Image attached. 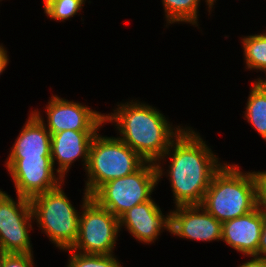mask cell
<instances>
[{
  "instance_id": "cell-2",
  "label": "cell",
  "mask_w": 266,
  "mask_h": 267,
  "mask_svg": "<svg viewBox=\"0 0 266 267\" xmlns=\"http://www.w3.org/2000/svg\"><path fill=\"white\" fill-rule=\"evenodd\" d=\"M117 103L113 112L105 113V124H114L118 138L146 162L156 163L186 128H174L159 109L146 102L132 99Z\"/></svg>"
},
{
  "instance_id": "cell-10",
  "label": "cell",
  "mask_w": 266,
  "mask_h": 267,
  "mask_svg": "<svg viewBox=\"0 0 266 267\" xmlns=\"http://www.w3.org/2000/svg\"><path fill=\"white\" fill-rule=\"evenodd\" d=\"M5 162L16 195L21 197L31 199L64 182L54 169L51 158H7Z\"/></svg>"
},
{
  "instance_id": "cell-13",
  "label": "cell",
  "mask_w": 266,
  "mask_h": 267,
  "mask_svg": "<svg viewBox=\"0 0 266 267\" xmlns=\"http://www.w3.org/2000/svg\"><path fill=\"white\" fill-rule=\"evenodd\" d=\"M98 131H73L66 130L56 134H51V159L55 169L65 181V177L72 164L82 159L85 169L89 157V148L92 139ZM57 162V163H56Z\"/></svg>"
},
{
  "instance_id": "cell-3",
  "label": "cell",
  "mask_w": 266,
  "mask_h": 267,
  "mask_svg": "<svg viewBox=\"0 0 266 267\" xmlns=\"http://www.w3.org/2000/svg\"><path fill=\"white\" fill-rule=\"evenodd\" d=\"M238 164H223L214 174L201 206L221 223L256 208L255 171H241Z\"/></svg>"
},
{
  "instance_id": "cell-8",
  "label": "cell",
  "mask_w": 266,
  "mask_h": 267,
  "mask_svg": "<svg viewBox=\"0 0 266 267\" xmlns=\"http://www.w3.org/2000/svg\"><path fill=\"white\" fill-rule=\"evenodd\" d=\"M18 200L0 189V253L31 254L29 232L34 228L30 199Z\"/></svg>"
},
{
  "instance_id": "cell-23",
  "label": "cell",
  "mask_w": 266,
  "mask_h": 267,
  "mask_svg": "<svg viewBox=\"0 0 266 267\" xmlns=\"http://www.w3.org/2000/svg\"><path fill=\"white\" fill-rule=\"evenodd\" d=\"M247 257L251 259L239 264L237 267H266V258L256 255H247Z\"/></svg>"
},
{
  "instance_id": "cell-5",
  "label": "cell",
  "mask_w": 266,
  "mask_h": 267,
  "mask_svg": "<svg viewBox=\"0 0 266 267\" xmlns=\"http://www.w3.org/2000/svg\"><path fill=\"white\" fill-rule=\"evenodd\" d=\"M62 185L64 182L38 194L30 199V203L37 227L54 246L64 251L71 249L77 240L80 211L73 206Z\"/></svg>"
},
{
  "instance_id": "cell-6",
  "label": "cell",
  "mask_w": 266,
  "mask_h": 267,
  "mask_svg": "<svg viewBox=\"0 0 266 267\" xmlns=\"http://www.w3.org/2000/svg\"><path fill=\"white\" fill-rule=\"evenodd\" d=\"M83 191L78 237L71 250L94 255L114 254L116 241L120 236L119 218Z\"/></svg>"
},
{
  "instance_id": "cell-24",
  "label": "cell",
  "mask_w": 266,
  "mask_h": 267,
  "mask_svg": "<svg viewBox=\"0 0 266 267\" xmlns=\"http://www.w3.org/2000/svg\"><path fill=\"white\" fill-rule=\"evenodd\" d=\"M255 255L266 258V216H264V224L262 227L260 242Z\"/></svg>"
},
{
  "instance_id": "cell-9",
  "label": "cell",
  "mask_w": 266,
  "mask_h": 267,
  "mask_svg": "<svg viewBox=\"0 0 266 267\" xmlns=\"http://www.w3.org/2000/svg\"><path fill=\"white\" fill-rule=\"evenodd\" d=\"M47 123L38 109L31 110L44 124L50 134L61 131H100L105 124V113L91 109L80 102L69 101L53 95L46 105ZM43 117V118H42Z\"/></svg>"
},
{
  "instance_id": "cell-12",
  "label": "cell",
  "mask_w": 266,
  "mask_h": 267,
  "mask_svg": "<svg viewBox=\"0 0 266 267\" xmlns=\"http://www.w3.org/2000/svg\"><path fill=\"white\" fill-rule=\"evenodd\" d=\"M162 211L152 198L133 206L119 217L120 231L124 227L138 242L152 244L164 230L169 232L170 212Z\"/></svg>"
},
{
  "instance_id": "cell-21",
  "label": "cell",
  "mask_w": 266,
  "mask_h": 267,
  "mask_svg": "<svg viewBox=\"0 0 266 267\" xmlns=\"http://www.w3.org/2000/svg\"><path fill=\"white\" fill-rule=\"evenodd\" d=\"M33 260V253H0V267H34L35 262Z\"/></svg>"
},
{
  "instance_id": "cell-20",
  "label": "cell",
  "mask_w": 266,
  "mask_h": 267,
  "mask_svg": "<svg viewBox=\"0 0 266 267\" xmlns=\"http://www.w3.org/2000/svg\"><path fill=\"white\" fill-rule=\"evenodd\" d=\"M86 0H53L44 8V13L51 20L65 22L80 13L84 7Z\"/></svg>"
},
{
  "instance_id": "cell-14",
  "label": "cell",
  "mask_w": 266,
  "mask_h": 267,
  "mask_svg": "<svg viewBox=\"0 0 266 267\" xmlns=\"http://www.w3.org/2000/svg\"><path fill=\"white\" fill-rule=\"evenodd\" d=\"M264 215L255 208L251 212L222 223V240L243 255H255L258 250Z\"/></svg>"
},
{
  "instance_id": "cell-15",
  "label": "cell",
  "mask_w": 266,
  "mask_h": 267,
  "mask_svg": "<svg viewBox=\"0 0 266 267\" xmlns=\"http://www.w3.org/2000/svg\"><path fill=\"white\" fill-rule=\"evenodd\" d=\"M8 158H51V134L31 111Z\"/></svg>"
},
{
  "instance_id": "cell-28",
  "label": "cell",
  "mask_w": 266,
  "mask_h": 267,
  "mask_svg": "<svg viewBox=\"0 0 266 267\" xmlns=\"http://www.w3.org/2000/svg\"><path fill=\"white\" fill-rule=\"evenodd\" d=\"M213 6L215 5L214 3H216L217 0H208Z\"/></svg>"
},
{
  "instance_id": "cell-4",
  "label": "cell",
  "mask_w": 266,
  "mask_h": 267,
  "mask_svg": "<svg viewBox=\"0 0 266 267\" xmlns=\"http://www.w3.org/2000/svg\"><path fill=\"white\" fill-rule=\"evenodd\" d=\"M145 163L118 137L102 136L98 131L89 148L84 190L92 196L103 184L133 174Z\"/></svg>"
},
{
  "instance_id": "cell-17",
  "label": "cell",
  "mask_w": 266,
  "mask_h": 267,
  "mask_svg": "<svg viewBox=\"0 0 266 267\" xmlns=\"http://www.w3.org/2000/svg\"><path fill=\"white\" fill-rule=\"evenodd\" d=\"M161 2L163 4L166 27L173 23H189L191 26L198 27L201 0H162ZM205 2L210 15L213 5L208 0H205Z\"/></svg>"
},
{
  "instance_id": "cell-18",
  "label": "cell",
  "mask_w": 266,
  "mask_h": 267,
  "mask_svg": "<svg viewBox=\"0 0 266 267\" xmlns=\"http://www.w3.org/2000/svg\"><path fill=\"white\" fill-rule=\"evenodd\" d=\"M241 39L245 69L259 70L266 74V33L250 34Z\"/></svg>"
},
{
  "instance_id": "cell-27",
  "label": "cell",
  "mask_w": 266,
  "mask_h": 267,
  "mask_svg": "<svg viewBox=\"0 0 266 267\" xmlns=\"http://www.w3.org/2000/svg\"><path fill=\"white\" fill-rule=\"evenodd\" d=\"M51 1H53V0H43V8Z\"/></svg>"
},
{
  "instance_id": "cell-1",
  "label": "cell",
  "mask_w": 266,
  "mask_h": 267,
  "mask_svg": "<svg viewBox=\"0 0 266 267\" xmlns=\"http://www.w3.org/2000/svg\"><path fill=\"white\" fill-rule=\"evenodd\" d=\"M168 157L170 165L167 164L165 171L163 165L166 166ZM223 162L219 161L198 131L186 126L155 164L158 182L164 175L169 177L177 207L201 205L214 174L223 166Z\"/></svg>"
},
{
  "instance_id": "cell-26",
  "label": "cell",
  "mask_w": 266,
  "mask_h": 267,
  "mask_svg": "<svg viewBox=\"0 0 266 267\" xmlns=\"http://www.w3.org/2000/svg\"><path fill=\"white\" fill-rule=\"evenodd\" d=\"M255 81H262L264 85L266 86V78L261 79L260 77L257 79H254Z\"/></svg>"
},
{
  "instance_id": "cell-7",
  "label": "cell",
  "mask_w": 266,
  "mask_h": 267,
  "mask_svg": "<svg viewBox=\"0 0 266 267\" xmlns=\"http://www.w3.org/2000/svg\"><path fill=\"white\" fill-rule=\"evenodd\" d=\"M154 162H146L139 170L103 184L91 197L119 218L127 210L152 198L158 186Z\"/></svg>"
},
{
  "instance_id": "cell-25",
  "label": "cell",
  "mask_w": 266,
  "mask_h": 267,
  "mask_svg": "<svg viewBox=\"0 0 266 267\" xmlns=\"http://www.w3.org/2000/svg\"><path fill=\"white\" fill-rule=\"evenodd\" d=\"M1 44V43H0ZM7 50L4 45H0V75L5 71L6 67L9 63V54H7Z\"/></svg>"
},
{
  "instance_id": "cell-19",
  "label": "cell",
  "mask_w": 266,
  "mask_h": 267,
  "mask_svg": "<svg viewBox=\"0 0 266 267\" xmlns=\"http://www.w3.org/2000/svg\"><path fill=\"white\" fill-rule=\"evenodd\" d=\"M69 252L67 267H122L120 261L114 254L110 255H94L84 254L72 251L71 249L64 250Z\"/></svg>"
},
{
  "instance_id": "cell-11",
  "label": "cell",
  "mask_w": 266,
  "mask_h": 267,
  "mask_svg": "<svg viewBox=\"0 0 266 267\" xmlns=\"http://www.w3.org/2000/svg\"><path fill=\"white\" fill-rule=\"evenodd\" d=\"M169 233L192 241H221L222 223L201 205L177 206L170 210Z\"/></svg>"
},
{
  "instance_id": "cell-16",
  "label": "cell",
  "mask_w": 266,
  "mask_h": 267,
  "mask_svg": "<svg viewBox=\"0 0 266 267\" xmlns=\"http://www.w3.org/2000/svg\"><path fill=\"white\" fill-rule=\"evenodd\" d=\"M244 109V118L266 141V86L262 81H254Z\"/></svg>"
},
{
  "instance_id": "cell-22",
  "label": "cell",
  "mask_w": 266,
  "mask_h": 267,
  "mask_svg": "<svg viewBox=\"0 0 266 267\" xmlns=\"http://www.w3.org/2000/svg\"><path fill=\"white\" fill-rule=\"evenodd\" d=\"M256 208L266 216V171H255Z\"/></svg>"
}]
</instances>
